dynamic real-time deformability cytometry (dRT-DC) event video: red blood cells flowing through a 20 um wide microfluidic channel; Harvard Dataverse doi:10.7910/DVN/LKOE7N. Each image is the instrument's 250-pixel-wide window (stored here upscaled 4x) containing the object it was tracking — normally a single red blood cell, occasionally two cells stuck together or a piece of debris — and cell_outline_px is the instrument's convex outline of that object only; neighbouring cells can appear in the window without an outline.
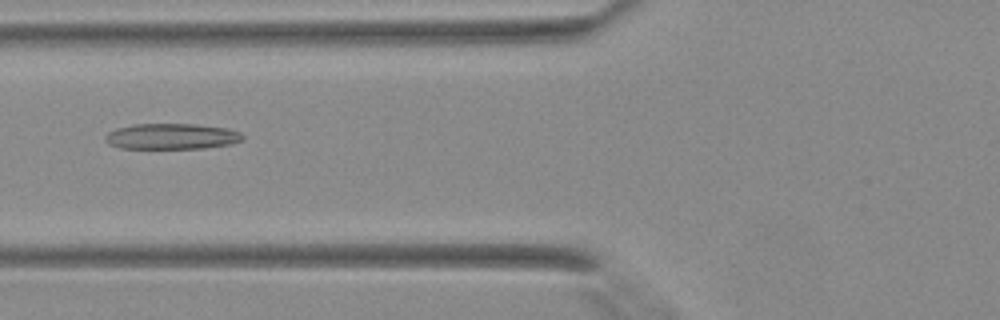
{"species": "Egyptian fruit bat (a non-hibernating species)", "species_latin": "Rousettus aegyptiacus", "temperature_condition": "warm", "stored_images_in_passage": 44, "camera_frame_rate_fps": 3000, "um_per_image_px": 0.085, "animal": {"sex": "female"}, "frame": {"image": 1, "passage_image": 18, "time_ms": 5.667, "image_size_px": [1000, 320], "cell_outline_px": [[244, 140], [232, 144], [204, 148], [120, 148], [108, 144], [104, 140], [104, 136], [108, 132], [116, 128], [132, 124], [196, 124], [228, 128], [240, 132], [244, 136]], "centroid_in_image_um": [14.59, 11.59], "position_along_channel_um": 111.2, "area_um2": 20.87}}
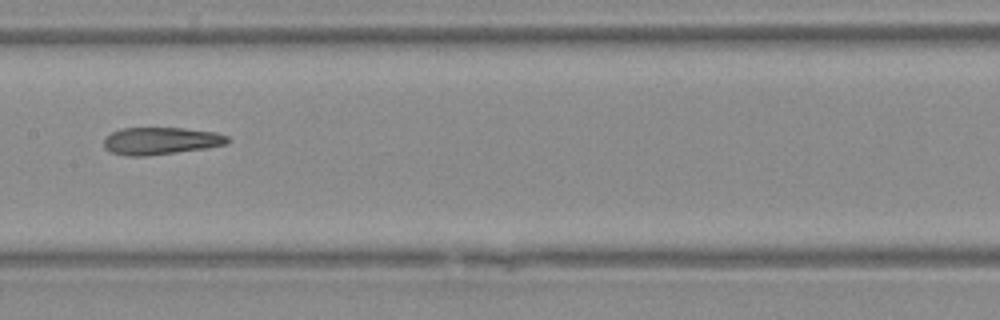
{"frame": {"image": 2, "passage_image": 23, "time_ms": 7.333, "image_size_px": [1000, 320], "cell_outline_px": [[228, 140], [224, 144], [208, 148], [148, 156], [128, 156], [112, 152], [104, 148], [104, 136], [120, 128], [184, 128], [216, 132], [228, 136]], "centroid_in_image_um": [13.63, 11.97], "position_along_channel_um": 193.8, "area_um2": 19.77}}
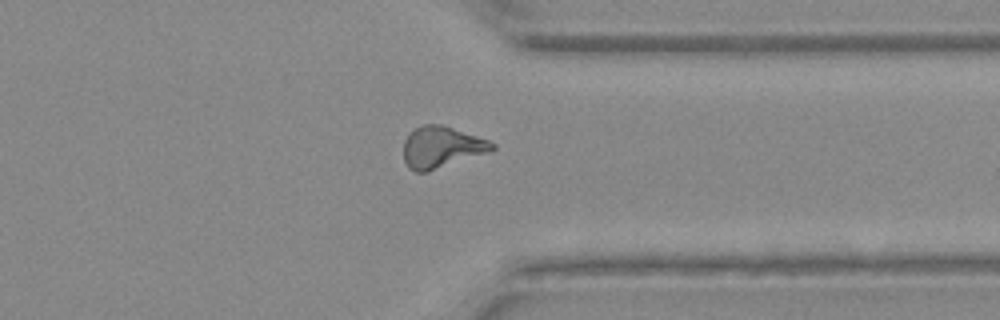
{"frame": {"image": 3, "passage_image": 34, "time_ms": 11.0, "image_size_px": [1000, 320], "cell_outline_px": [[496, 148], [492, 152], [428, 172], [416, 172], [408, 168], [404, 160], [404, 140], [416, 128], [424, 124], [440, 124], [488, 140], [496, 144]], "centroid_in_image_um": [37.56, 12.54], "position_along_channel_um": 373.8, "area_um2": 21.5}}